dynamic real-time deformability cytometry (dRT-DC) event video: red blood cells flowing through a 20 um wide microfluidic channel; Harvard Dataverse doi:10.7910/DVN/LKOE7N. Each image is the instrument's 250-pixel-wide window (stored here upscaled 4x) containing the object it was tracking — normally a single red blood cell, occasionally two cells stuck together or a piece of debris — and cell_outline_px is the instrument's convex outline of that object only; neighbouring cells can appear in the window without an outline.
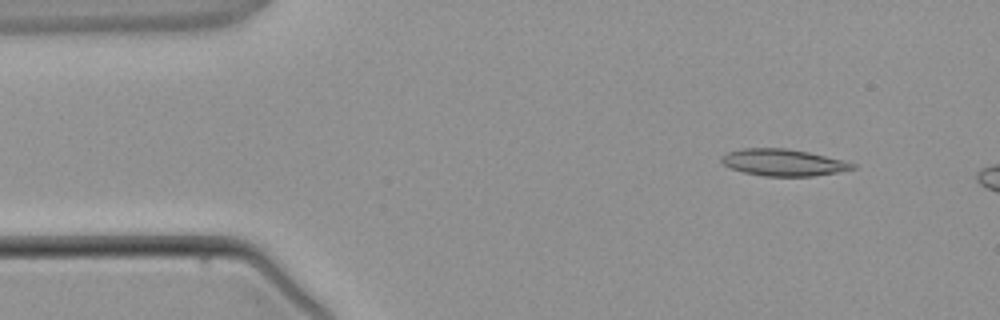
{"species": "common noctule bat (a hibernating species)", "species_latin": "Nyctalus noctula", "temperature_condition": "warm", "stored_images_in_passage": 4, "camera_frame_rate_fps": 3000, "um_per_image_px": 0.085, "animal": {"sex": "male", "body_mass_g": 21.5, "forearm_length_mm": 52.0}, "frame": {"image": 1, "passage_image": 2, "time_ms": 1.0, "image_size_px": [1000, 320], "cell_outline_px": [[856, 168], [836, 172], [812, 176], [764, 176], [744, 172], [732, 168], [724, 164], [720, 160], [720, 156], [728, 152], [744, 148], [784, 148], [808, 152], [856, 164]], "centroid_in_image_um": [66.54, 13.81], "position_along_channel_um": 18.5, "area_um2": 20.11}}